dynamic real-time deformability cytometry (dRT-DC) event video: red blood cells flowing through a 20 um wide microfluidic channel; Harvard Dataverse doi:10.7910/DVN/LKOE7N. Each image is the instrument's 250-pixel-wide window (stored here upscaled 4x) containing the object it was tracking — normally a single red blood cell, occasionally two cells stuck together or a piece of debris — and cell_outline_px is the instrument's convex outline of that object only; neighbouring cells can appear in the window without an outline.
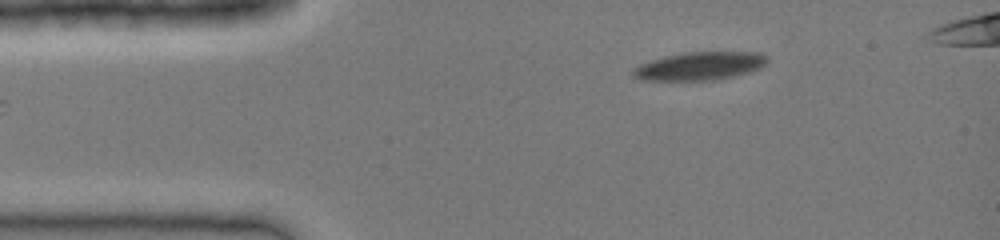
{"species": "common noctule bat (a hibernating species)", "species_latin": "Nyctalus noctula", "temperature_condition": "cold", "stored_images_in_passage": 37, "camera_frame_rate_fps": 3000, "um_per_image_px": 0.085, "animal": {"sex": "female", "body_mass_g": 19.0, "forearm_length_mm": 51.5}, "frame": {"image": 1, "passage_image": 1, "time_ms": 0.0, "image_size_px": [1000, 240], "cell_outline_px": [[768, 64], [760, 68], [748, 72], [716, 80], [640, 80], [632, 76], [632, 68], [640, 64], [664, 56], [684, 52], [756, 52], [768, 56]], "centroid_in_image_um": [59.47, 5.61], "position_along_channel_um": 25.5, "area_um2": 22.14}}
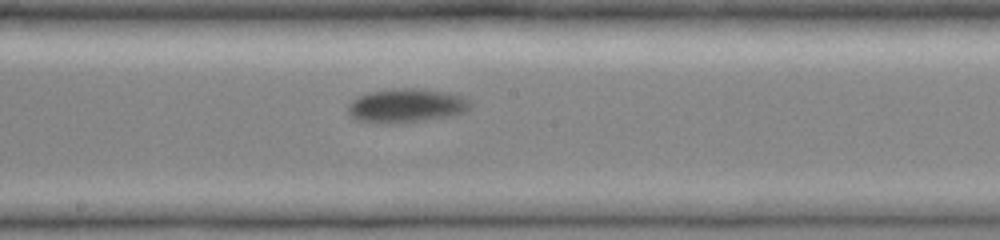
{"frame": {"image": 2, "passage_image": 17, "time_ms": 5.333, "image_size_px": [1000, 240], "cell_outline_px": [[468, 108], [464, 112], [452, 116], [396, 124], [372, 124], [356, 120], [348, 112], [348, 104], [352, 100], [368, 92], [396, 88], [416, 88], [448, 92], [464, 96], [468, 100]], "centroid_in_image_um": [34.49, 8.99], "position_along_channel_um": 213.7, "area_um2": 24.45}}
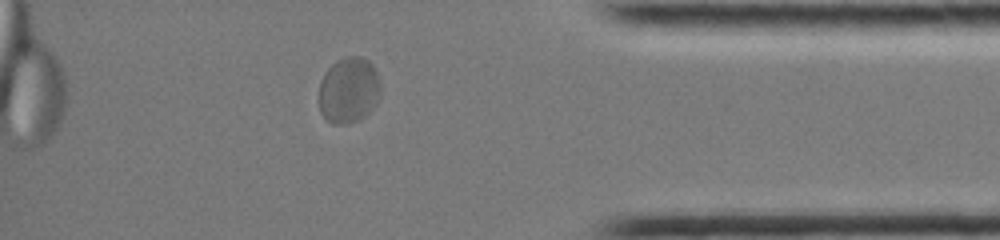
{"frame": {"image": 3, "passage_image": 31, "time_ms": 10.0, "image_size_px": [1000, 240], "cell_outline_px": [[380, 96], [376, 104], [360, 120], [344, 124], [332, 124], [324, 120], [320, 112], [320, 80], [324, 72], [332, 64], [348, 56], [360, 56], [368, 60], [372, 64], [380, 80]], "centroid_in_image_um": [29.64, 7.68], "position_along_channel_um": 405.6, "area_um2": 23.87}}